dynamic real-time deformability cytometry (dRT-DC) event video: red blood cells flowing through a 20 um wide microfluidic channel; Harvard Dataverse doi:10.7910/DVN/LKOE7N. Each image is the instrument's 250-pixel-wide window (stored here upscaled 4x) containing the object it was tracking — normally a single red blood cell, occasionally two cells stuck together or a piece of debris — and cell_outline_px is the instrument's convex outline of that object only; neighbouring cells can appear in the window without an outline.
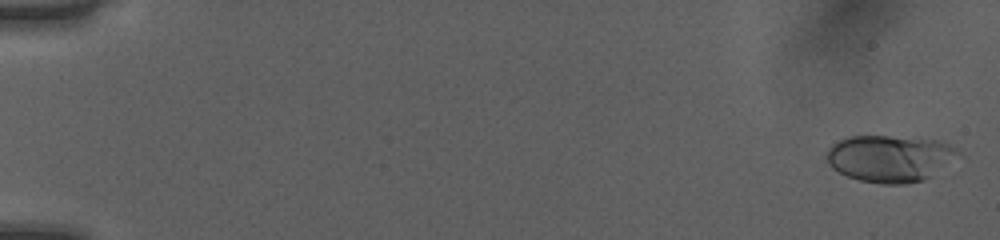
{"species": "human", "species_latin": "Homo sapiens", "temperature_condition": "room temperature", "stored_images_in_passage": 51, "camera_frame_rate_fps": 3000, "um_per_image_px": 0.085, "donor": {"sex": "female"}, "frame": {"image": 1, "passage_image": 1, "time_ms": 0.0, "image_size_px": [1000, 240], "cell_outline_px": [[964, 156], [924, 180], [904, 184], [880, 184], [860, 180], [848, 176], [832, 168], [828, 164], [824, 156], [828, 148], [836, 140], [848, 136], [920, 136], [940, 140], [956, 148]], "centroid_in_image_um": [75.69, 13.43], "position_along_channel_um": 9.3, "area_um2": 36.99}}
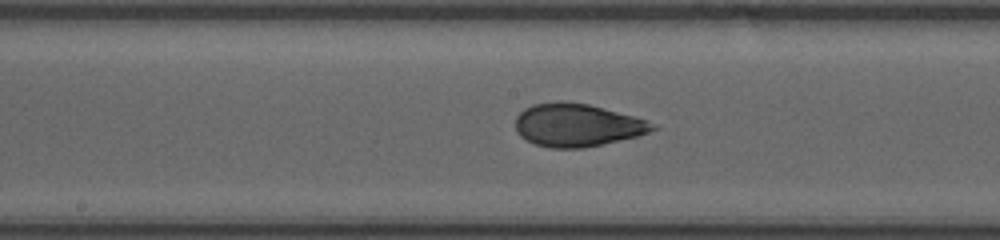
{"frame": {"image": 2, "passage_image": 28, "time_ms": 9.0, "image_size_px": [1000, 240], "cell_outline_px": [[660, 128], [636, 136], [584, 148], [548, 148], [536, 144], [520, 136], [516, 132], [516, 116], [524, 108], [532, 104], [560, 100], [588, 104], [636, 116], [648, 120], [656, 124]], "centroid_in_image_um": [49.06, 10.62], "position_along_channel_um": 199.1, "area_um2": 34.51}}
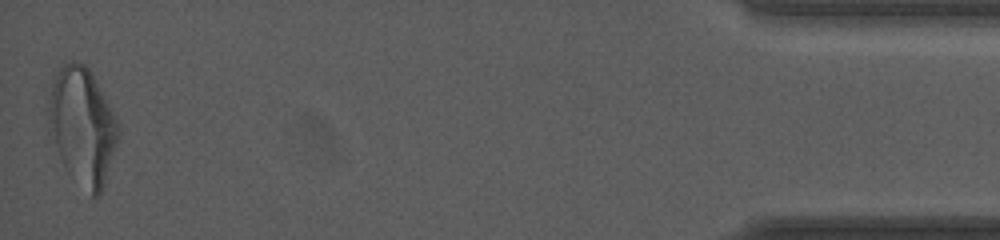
{"frame": {"image": 3, "passage_image": 51, "time_ms": 16.667, "image_size_px": [1000, 240], "cell_outline_px": [[120, 132], [100, 196], [92, 196], [64, 168], [48, 132], [48, 100], [52, 76], [64, 64], [72, 60], [84, 64], [92, 72], [120, 124]], "centroid_in_image_um": [6.98, 10.68], "position_along_channel_um": 428.2, "area_um2": 47.86}, "authors_computed_cell_mechanics": {"area_um2": 34.391, "velocity_mm_per_s": 4.0367, "shape_relaxation_time_tau1_ms": 4.394, "shape_relaxation_time_tau2_ms": 1.1713, "deformation_change_tau1": 0.1419, "deformation_change_tau2": 0.069}}